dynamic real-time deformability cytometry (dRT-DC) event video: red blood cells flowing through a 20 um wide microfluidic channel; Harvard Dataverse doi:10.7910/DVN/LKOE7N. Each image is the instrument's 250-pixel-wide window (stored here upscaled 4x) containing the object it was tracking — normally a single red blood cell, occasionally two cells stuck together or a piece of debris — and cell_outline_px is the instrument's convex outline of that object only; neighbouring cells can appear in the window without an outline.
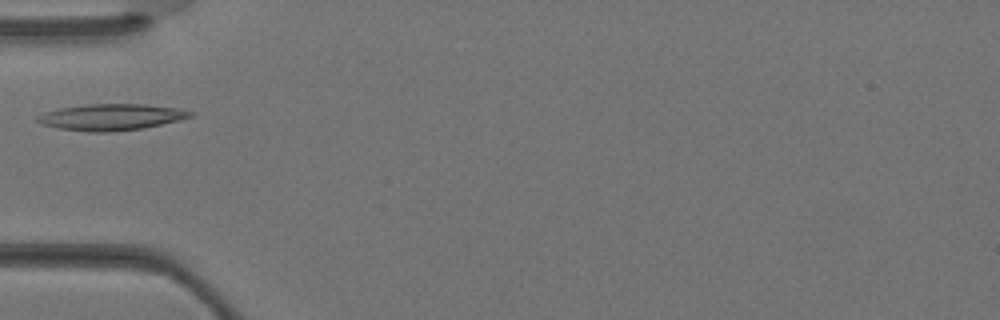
{"species": "Egyptian fruit bat (a non-hibernating species)", "species_latin": "Rousettus aegyptiacus", "temperature_condition": "warm", "stored_images_in_passage": 2, "camera_frame_rate_fps": 3000, "um_per_image_px": 0.085, "animal": {"sex": "female"}, "frame": {"image": 1, "passage_image": 2, "time_ms": 0.333, "image_size_px": [1000, 320], "cell_outline_px": [[196, 112], [192, 116], [144, 128], [112, 132], [88, 132], [56, 128], [40, 124], [36, 120], [36, 116], [60, 108], [84, 104], [144, 104], [180, 108]], "centroid_in_image_um": [9.44, 9.95], "position_along_channel_um": 75.6, "area_um2": 23.52}}